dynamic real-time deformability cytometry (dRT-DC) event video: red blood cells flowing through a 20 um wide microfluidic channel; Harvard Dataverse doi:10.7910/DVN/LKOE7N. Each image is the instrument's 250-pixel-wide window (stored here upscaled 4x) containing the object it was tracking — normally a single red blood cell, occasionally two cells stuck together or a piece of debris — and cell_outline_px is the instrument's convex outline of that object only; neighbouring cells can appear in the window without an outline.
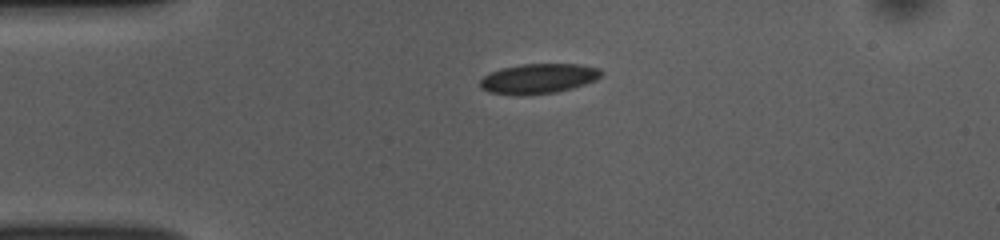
{"species": "common noctule bat (a hibernating species)", "species_latin": "Nyctalus noctula", "temperature_condition": "room temperature", "stored_images_in_passage": 42, "camera_frame_rate_fps": 3000, "um_per_image_px": 0.085, "animal": {"sex": "female", "body_mass_g": 10.0, "forearm_length_mm": 53.1}, "frame": {"image": 1, "passage_image": 1, "time_ms": 0.0, "image_size_px": [1000, 240], "cell_outline_px": [[604, 72], [596, 80], [572, 88], [556, 92], [516, 96], [488, 92], [480, 88], [480, 80], [484, 76], [492, 72], [504, 68], [524, 64], [580, 64], [600, 68]], "centroid_in_image_um": [45.78, 6.69], "position_along_channel_um": 39.2, "area_um2": 21.15}}
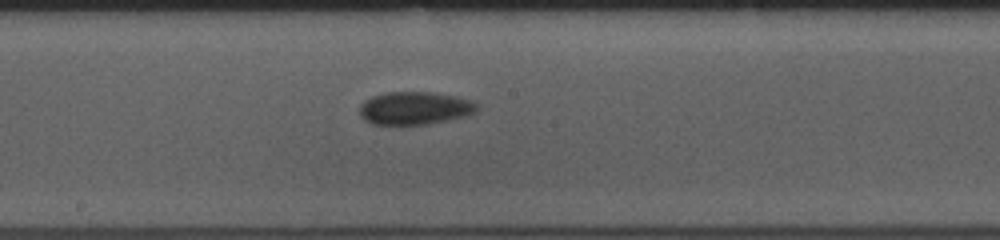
{"frame": {"image": 2, "passage_image": 17, "time_ms": 5.333, "image_size_px": [1000, 240], "cell_outline_px": [[476, 112], [464, 116], [448, 120], [428, 124], [372, 124], [364, 120], [360, 116], [360, 104], [364, 100], [372, 96], [388, 92], [428, 92], [456, 96], [468, 100], [476, 104]], "centroid_in_image_um": [35.2, 9.19], "position_along_channel_um": 213.0, "area_um2": 22.31}}
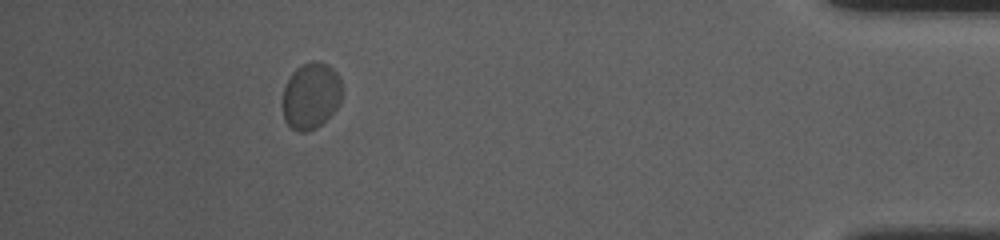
{"frame": {"image": 3, "passage_image": 37, "time_ms": 12.0, "image_size_px": [1000, 240], "cell_outline_px": [[344, 92], [336, 108], [316, 128], [304, 132], [296, 132], [284, 120], [280, 104], [284, 88], [292, 72], [296, 68], [312, 60], [320, 60], [328, 64], [340, 76], [344, 88]], "centroid_in_image_um": [26.42, 8.12], "position_along_channel_um": 408.8, "area_um2": 23.58}, "authors_computed_cell_mechanics": {"area_um2": 22.3975, "velocity_mm_per_s": 3.7594, "shape_relaxation_time_tau1_ms": 1.5258, "shape_relaxation_time_tau2_ms": null, "deformation_change_tau1": 0.0536, "deformation_change_tau2": null}}